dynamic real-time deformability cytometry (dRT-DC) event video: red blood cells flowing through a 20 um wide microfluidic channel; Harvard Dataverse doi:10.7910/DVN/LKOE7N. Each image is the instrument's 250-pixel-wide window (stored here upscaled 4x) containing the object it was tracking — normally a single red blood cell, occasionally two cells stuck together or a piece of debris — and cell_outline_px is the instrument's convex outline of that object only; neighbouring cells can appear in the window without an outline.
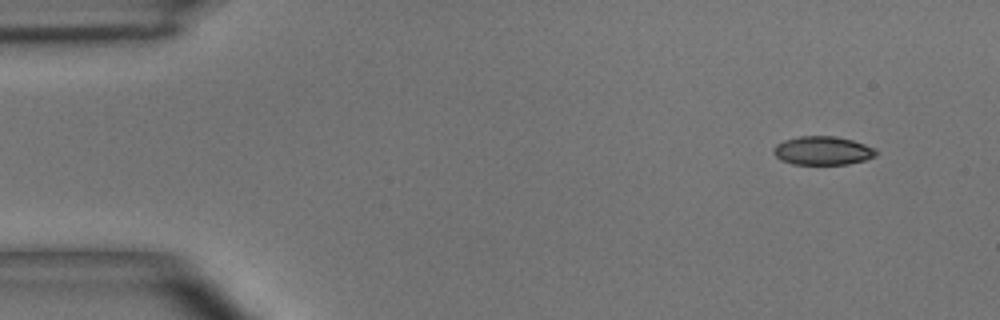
{"species": "common noctule bat (a hibernating species)", "species_latin": "Nyctalus noctula", "temperature_condition": "room temperature", "stored_images_in_passage": 4, "camera_frame_rate_fps": 3000, "um_per_image_px": 0.085, "animal": {"sex": "male", "body_mass_g": 15.6}, "frame": {"image": 1, "passage_image": 1, "time_ms": 0.0, "image_size_px": [1000, 320], "cell_outline_px": [[876, 156], [864, 160], [848, 164], [792, 164], [780, 160], [772, 152], [772, 148], [776, 144], [784, 140], [800, 136], [836, 136], [852, 140], [864, 144], [872, 148], [876, 152]], "centroid_in_image_um": [69.87, 12.8], "position_along_channel_um": 15.1, "area_um2": 17.05}}
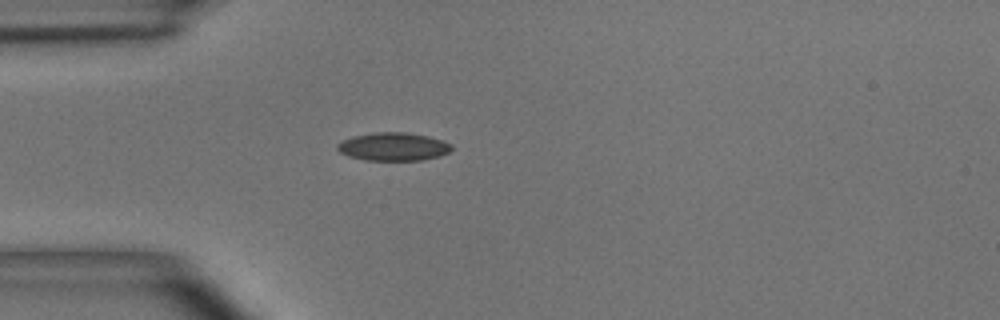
{"frame": {"image": 2, "passage_image": 4, "time_ms": 3.333, "image_size_px": [1000, 320], "cell_outline_px": [[452, 148], [448, 152], [440, 156], [420, 160], [368, 160], [348, 156], [340, 152], [336, 148], [336, 144], [352, 136], [372, 132], [404, 132], [428, 136], [444, 140], [452, 144]], "centroid_in_image_um": [33.43, 12.45], "position_along_channel_um": 51.6, "area_um2": 18.79}}